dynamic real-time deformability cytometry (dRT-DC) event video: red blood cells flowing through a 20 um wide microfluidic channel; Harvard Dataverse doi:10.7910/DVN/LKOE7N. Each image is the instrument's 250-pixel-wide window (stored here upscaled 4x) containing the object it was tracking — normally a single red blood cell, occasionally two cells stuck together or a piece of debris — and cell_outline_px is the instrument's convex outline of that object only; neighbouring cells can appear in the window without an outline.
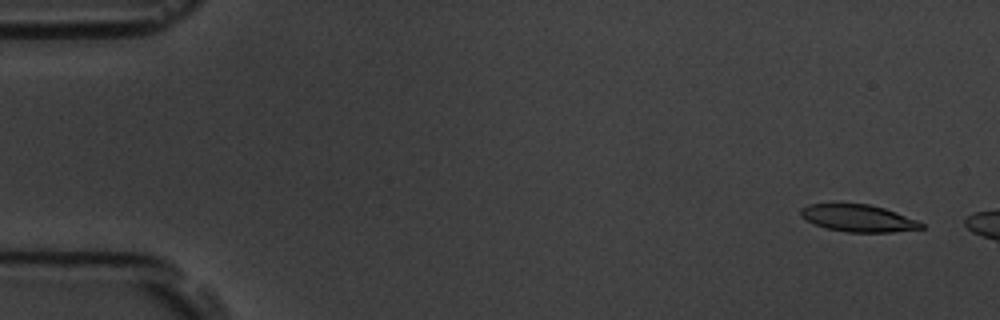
{"species": "common noctule bat (a hibernating species)", "species_latin": "Nyctalus noctula", "temperature_condition": "room temperature", "stored_images_in_passage": 3, "camera_frame_rate_fps": 3000, "um_per_image_px": 0.085, "animal": {"sex": "male", "body_mass_g": 19.5, "forearm_length_mm": 54.6}, "frame": {"image": 1, "passage_image": 1, "time_ms": 0.0, "image_size_px": [1000, 320], "cell_outline_px": [[924, 228], [892, 232], [848, 232], [824, 228], [800, 216], [800, 208], [808, 204], [868, 204], [884, 208], [896, 212], [916, 220], [924, 224]], "centroid_in_image_um": [72.94, 18.55], "position_along_channel_um": 12.1, "area_um2": 18.9}}